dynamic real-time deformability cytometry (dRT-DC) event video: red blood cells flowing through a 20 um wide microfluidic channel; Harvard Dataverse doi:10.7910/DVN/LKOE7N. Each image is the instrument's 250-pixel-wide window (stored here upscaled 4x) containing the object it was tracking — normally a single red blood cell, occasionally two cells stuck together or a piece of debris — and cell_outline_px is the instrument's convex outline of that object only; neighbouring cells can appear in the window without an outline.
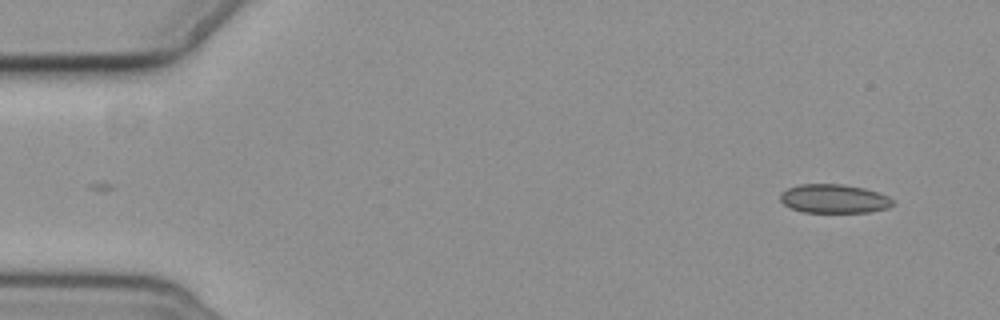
{"species": "common noctule bat (a hibernating species)", "species_latin": "Nyctalus noctula", "temperature_condition": "cold", "stored_images_in_passage": 3, "camera_frame_rate_fps": 3000, "um_per_image_px": 0.085, "animal": {"sex": "female", "body_mass_g": 19.3, "forearm_length_mm": 54.1}, "frame": {"image": 1, "passage_image": 3, "time_ms": 2.333, "image_size_px": [1000, 320], "cell_outline_px": [[896, 204], [888, 208], [868, 212], [804, 212], [792, 208], [784, 204], [780, 200], [780, 192], [788, 188], [800, 184], [844, 184], [864, 188], [888, 196]], "centroid_in_image_um": [70.89, 16.89], "position_along_channel_um": 14.1, "area_um2": 18.9}}